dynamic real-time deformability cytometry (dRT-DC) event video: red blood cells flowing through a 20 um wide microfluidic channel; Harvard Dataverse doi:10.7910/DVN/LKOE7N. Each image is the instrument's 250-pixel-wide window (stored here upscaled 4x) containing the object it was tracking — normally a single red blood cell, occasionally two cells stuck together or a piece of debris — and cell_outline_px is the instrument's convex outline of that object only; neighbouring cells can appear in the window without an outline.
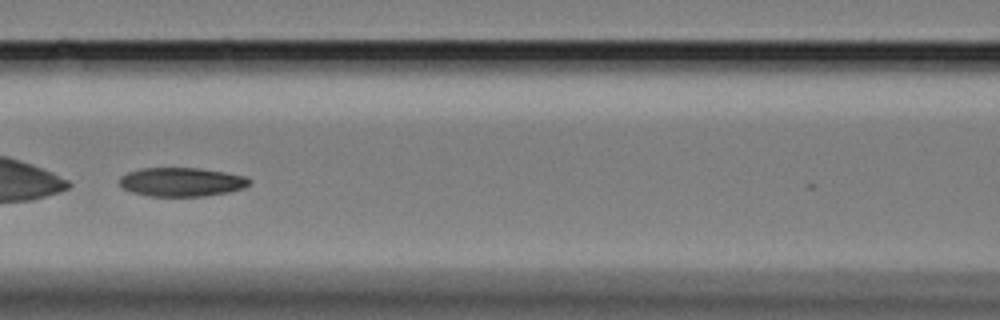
{"species": "Egyptian fruit bat (a non-hibernating species)", "species_latin": "Rousettus aegyptiacus", "temperature_condition": "cold", "stored_images_in_passage": 29, "camera_frame_rate_fps": 3000, "um_per_image_px": 0.085, "animal": {"sex": "female"}, "frame": {"image": 1, "passage_image": 26, "time_ms": 8.333, "image_size_px": [1000, 320], "cell_outline_px": [[252, 180], [244, 188], [228, 192], [204, 196], [148, 196], [132, 192], [124, 188], [120, 184], [120, 176], [128, 172], [140, 168], [200, 168], [248, 176]], "centroid_in_image_um": [15.45, 15.46], "position_along_channel_um": 151.1, "area_um2": 21.91}}